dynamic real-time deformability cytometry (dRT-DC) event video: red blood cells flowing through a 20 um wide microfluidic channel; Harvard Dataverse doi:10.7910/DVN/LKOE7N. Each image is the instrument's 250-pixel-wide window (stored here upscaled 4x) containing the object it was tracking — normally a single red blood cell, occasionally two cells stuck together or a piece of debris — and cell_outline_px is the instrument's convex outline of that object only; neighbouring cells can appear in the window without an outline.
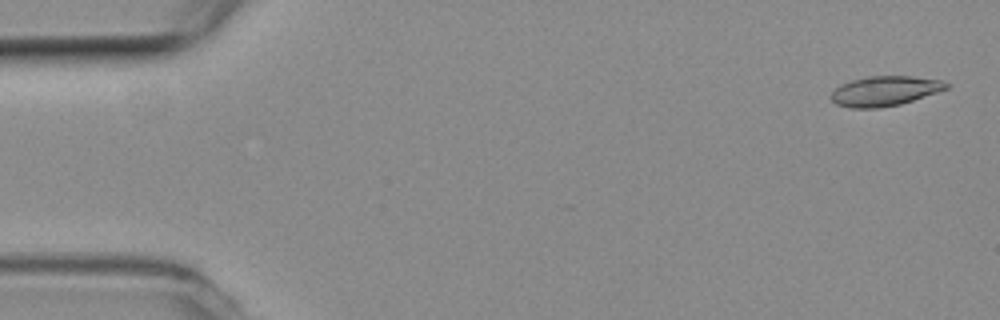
{"species": "common noctule bat (a hibernating species)", "species_latin": "Nyctalus noctula", "temperature_condition": "room temperature", "stored_images_in_passage": 21, "camera_frame_rate_fps": 3000, "um_per_image_px": 0.085, "animal": {"sex": "female", "body_mass_g": 19.3, "forearm_length_mm": 54.1}, "frame": {"image": 1, "passage_image": 2, "time_ms": 0.333, "image_size_px": [1000, 320], "cell_outline_px": [[948, 88], [900, 104], [880, 108], [852, 108], [836, 104], [828, 96], [840, 84], [852, 80], [868, 76], [912, 76], [940, 80], [948, 84]], "centroid_in_image_um": [75.15, 7.73], "position_along_channel_um": 9.9, "area_um2": 19.88}}
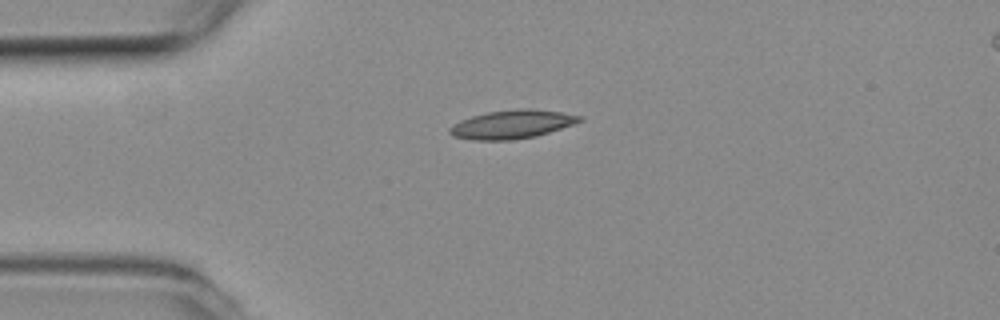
{"frame": {"image": 2, "passage_image": 13, "time_ms": 4.0, "image_size_px": [1000, 320], "cell_outline_px": [[584, 120], [536, 136], [512, 140], [472, 140], [452, 136], [448, 132], [448, 128], [452, 124], [460, 120], [472, 116], [488, 112], [520, 108], [528, 108], [560, 112], [584, 116]], "centroid_in_image_um": [43.48, 10.57], "position_along_channel_um": 41.5, "area_um2": 21.62}}
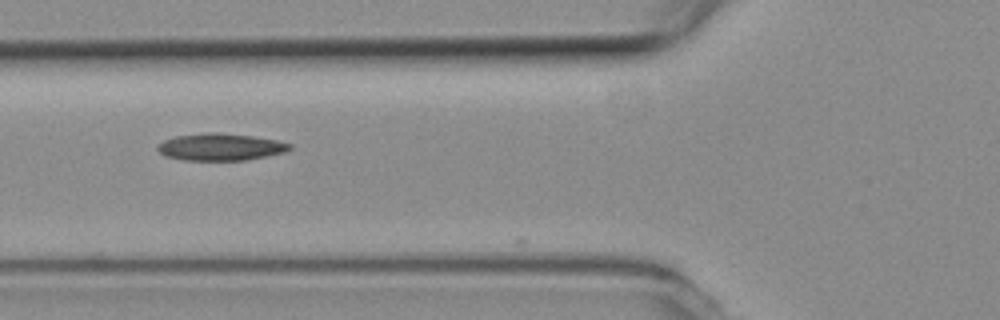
{"frame": {"image": 3, "passage_image": 20, "time_ms": 6.333, "image_size_px": [1000, 320], "cell_outline_px": [[292, 148], [284, 152], [248, 160], [184, 160], [164, 156], [156, 148], [156, 144], [164, 140], [176, 136], [208, 132], [216, 132], [252, 136], [276, 140], [292, 144]], "centroid_in_image_um": [18.71, 12.49], "position_along_channel_um": 107.1, "area_um2": 20.87}}